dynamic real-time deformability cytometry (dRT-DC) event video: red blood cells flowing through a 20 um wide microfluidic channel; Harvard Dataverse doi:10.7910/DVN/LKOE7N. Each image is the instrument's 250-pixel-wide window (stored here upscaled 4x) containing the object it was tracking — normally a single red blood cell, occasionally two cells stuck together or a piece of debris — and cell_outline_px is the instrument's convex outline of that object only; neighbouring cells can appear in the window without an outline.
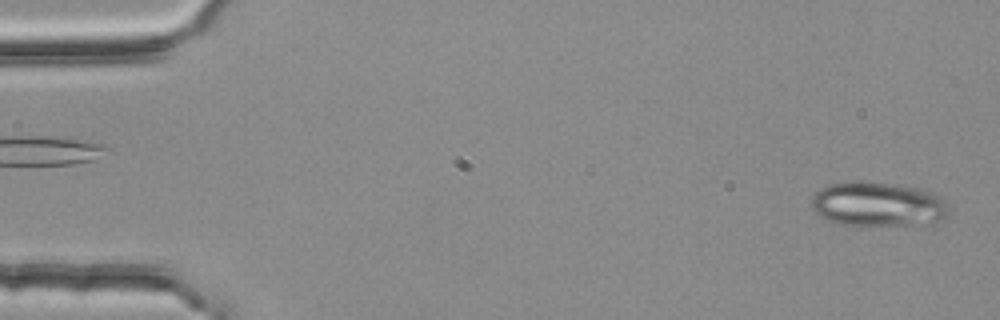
{"species": "common noctule bat (a hibernating species)", "species_latin": "Nyctalus noctula", "temperature_condition": "room temperature", "stored_images_in_passage": 3, "camera_frame_rate_fps": 3000, "um_per_image_px": 0.085, "animal": {"sex": "female", "body_mass_g": 25.1}, "frame": {"image": 1, "passage_image": 3, "time_ms": 0.667, "image_size_px": [1000, 320], "cell_outline_px": [[948, 216], [928, 224], [840, 224], [828, 220], [820, 216], [812, 208], [812, 196], [820, 188], [828, 184], [852, 180], [864, 180], [892, 184], [916, 188], [932, 192], [940, 196], [948, 204]], "centroid_in_image_um": [74.6, 17.33], "position_along_channel_um": 10.4, "area_um2": 35.49}}